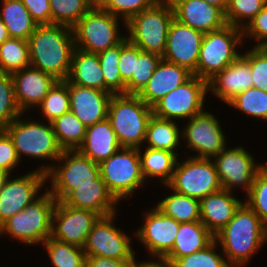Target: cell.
Returning a JSON list of instances; mask_svg holds the SVG:
<instances>
[{
  "instance_id": "11",
  "label": "cell",
  "mask_w": 267,
  "mask_h": 267,
  "mask_svg": "<svg viewBox=\"0 0 267 267\" xmlns=\"http://www.w3.org/2000/svg\"><path fill=\"white\" fill-rule=\"evenodd\" d=\"M170 191L201 200L222 189L212 158L187 159L176 163L172 178L166 185Z\"/></svg>"
},
{
  "instance_id": "56",
  "label": "cell",
  "mask_w": 267,
  "mask_h": 267,
  "mask_svg": "<svg viewBox=\"0 0 267 267\" xmlns=\"http://www.w3.org/2000/svg\"><path fill=\"white\" fill-rule=\"evenodd\" d=\"M10 174L4 171H0V192L2 191Z\"/></svg>"
},
{
  "instance_id": "28",
  "label": "cell",
  "mask_w": 267,
  "mask_h": 267,
  "mask_svg": "<svg viewBox=\"0 0 267 267\" xmlns=\"http://www.w3.org/2000/svg\"><path fill=\"white\" fill-rule=\"evenodd\" d=\"M67 81L75 85L105 91L98 54L75 48Z\"/></svg>"
},
{
  "instance_id": "42",
  "label": "cell",
  "mask_w": 267,
  "mask_h": 267,
  "mask_svg": "<svg viewBox=\"0 0 267 267\" xmlns=\"http://www.w3.org/2000/svg\"><path fill=\"white\" fill-rule=\"evenodd\" d=\"M161 59V56L144 52L138 47L135 74H132L131 79L126 83V94L137 95L151 79Z\"/></svg>"
},
{
  "instance_id": "7",
  "label": "cell",
  "mask_w": 267,
  "mask_h": 267,
  "mask_svg": "<svg viewBox=\"0 0 267 267\" xmlns=\"http://www.w3.org/2000/svg\"><path fill=\"white\" fill-rule=\"evenodd\" d=\"M243 42V30L230 24L204 34L196 76L208 82L241 56L237 49Z\"/></svg>"
},
{
  "instance_id": "33",
  "label": "cell",
  "mask_w": 267,
  "mask_h": 267,
  "mask_svg": "<svg viewBox=\"0 0 267 267\" xmlns=\"http://www.w3.org/2000/svg\"><path fill=\"white\" fill-rule=\"evenodd\" d=\"M172 192L154 206L179 223L200 221V200Z\"/></svg>"
},
{
  "instance_id": "26",
  "label": "cell",
  "mask_w": 267,
  "mask_h": 267,
  "mask_svg": "<svg viewBox=\"0 0 267 267\" xmlns=\"http://www.w3.org/2000/svg\"><path fill=\"white\" fill-rule=\"evenodd\" d=\"M243 203L232 192L221 189L200 200V221L215 236L234 216Z\"/></svg>"
},
{
  "instance_id": "44",
  "label": "cell",
  "mask_w": 267,
  "mask_h": 267,
  "mask_svg": "<svg viewBox=\"0 0 267 267\" xmlns=\"http://www.w3.org/2000/svg\"><path fill=\"white\" fill-rule=\"evenodd\" d=\"M21 114L11 74L0 72V129L10 125Z\"/></svg>"
},
{
  "instance_id": "17",
  "label": "cell",
  "mask_w": 267,
  "mask_h": 267,
  "mask_svg": "<svg viewBox=\"0 0 267 267\" xmlns=\"http://www.w3.org/2000/svg\"><path fill=\"white\" fill-rule=\"evenodd\" d=\"M145 213L144 224L134 232V236L146 247L153 260H162L174 246L180 223L155 206Z\"/></svg>"
},
{
  "instance_id": "15",
  "label": "cell",
  "mask_w": 267,
  "mask_h": 267,
  "mask_svg": "<svg viewBox=\"0 0 267 267\" xmlns=\"http://www.w3.org/2000/svg\"><path fill=\"white\" fill-rule=\"evenodd\" d=\"M221 126L215 115L206 110L188 119L181 135L190 152H197L190 156L212 158L222 152L227 140Z\"/></svg>"
},
{
  "instance_id": "1",
  "label": "cell",
  "mask_w": 267,
  "mask_h": 267,
  "mask_svg": "<svg viewBox=\"0 0 267 267\" xmlns=\"http://www.w3.org/2000/svg\"><path fill=\"white\" fill-rule=\"evenodd\" d=\"M214 239L230 267H244L267 243V225L243 202Z\"/></svg>"
},
{
  "instance_id": "49",
  "label": "cell",
  "mask_w": 267,
  "mask_h": 267,
  "mask_svg": "<svg viewBox=\"0 0 267 267\" xmlns=\"http://www.w3.org/2000/svg\"><path fill=\"white\" fill-rule=\"evenodd\" d=\"M136 59H138V46L131 43L127 37L121 41V52L118 62L123 82L126 84L132 74H135Z\"/></svg>"
},
{
  "instance_id": "40",
  "label": "cell",
  "mask_w": 267,
  "mask_h": 267,
  "mask_svg": "<svg viewBox=\"0 0 267 267\" xmlns=\"http://www.w3.org/2000/svg\"><path fill=\"white\" fill-rule=\"evenodd\" d=\"M37 110L42 111L46 122H53L56 118L70 111V96L68 81H58L44 97ZM40 108V109H39Z\"/></svg>"
},
{
  "instance_id": "46",
  "label": "cell",
  "mask_w": 267,
  "mask_h": 267,
  "mask_svg": "<svg viewBox=\"0 0 267 267\" xmlns=\"http://www.w3.org/2000/svg\"><path fill=\"white\" fill-rule=\"evenodd\" d=\"M244 201L267 225V163L257 172Z\"/></svg>"
},
{
  "instance_id": "8",
  "label": "cell",
  "mask_w": 267,
  "mask_h": 267,
  "mask_svg": "<svg viewBox=\"0 0 267 267\" xmlns=\"http://www.w3.org/2000/svg\"><path fill=\"white\" fill-rule=\"evenodd\" d=\"M22 113L4 130L11 137L19 159L28 156L54 162L63 151L59 146L52 124L49 122L23 119ZM22 119V120H21Z\"/></svg>"
},
{
  "instance_id": "18",
  "label": "cell",
  "mask_w": 267,
  "mask_h": 267,
  "mask_svg": "<svg viewBox=\"0 0 267 267\" xmlns=\"http://www.w3.org/2000/svg\"><path fill=\"white\" fill-rule=\"evenodd\" d=\"M99 217L95 212L76 209L57 201L52 214L51 237L84 248L92 226Z\"/></svg>"
},
{
  "instance_id": "2",
  "label": "cell",
  "mask_w": 267,
  "mask_h": 267,
  "mask_svg": "<svg viewBox=\"0 0 267 267\" xmlns=\"http://www.w3.org/2000/svg\"><path fill=\"white\" fill-rule=\"evenodd\" d=\"M30 66L54 76L68 78L76 48L73 29L64 25H38L28 39Z\"/></svg>"
},
{
  "instance_id": "38",
  "label": "cell",
  "mask_w": 267,
  "mask_h": 267,
  "mask_svg": "<svg viewBox=\"0 0 267 267\" xmlns=\"http://www.w3.org/2000/svg\"><path fill=\"white\" fill-rule=\"evenodd\" d=\"M53 267H85L83 248L60 242L51 236L42 243Z\"/></svg>"
},
{
  "instance_id": "5",
  "label": "cell",
  "mask_w": 267,
  "mask_h": 267,
  "mask_svg": "<svg viewBox=\"0 0 267 267\" xmlns=\"http://www.w3.org/2000/svg\"><path fill=\"white\" fill-rule=\"evenodd\" d=\"M55 162L41 165L37 170L46 174L47 183L51 181L49 191L57 201H62L76 186L95 184V179L100 175L99 164L77 149L63 150Z\"/></svg>"
},
{
  "instance_id": "25",
  "label": "cell",
  "mask_w": 267,
  "mask_h": 267,
  "mask_svg": "<svg viewBox=\"0 0 267 267\" xmlns=\"http://www.w3.org/2000/svg\"><path fill=\"white\" fill-rule=\"evenodd\" d=\"M192 75L186 68L161 59L151 79L137 96L152 108L165 95L186 82Z\"/></svg>"
},
{
  "instance_id": "3",
  "label": "cell",
  "mask_w": 267,
  "mask_h": 267,
  "mask_svg": "<svg viewBox=\"0 0 267 267\" xmlns=\"http://www.w3.org/2000/svg\"><path fill=\"white\" fill-rule=\"evenodd\" d=\"M152 115V108L137 95L118 94L110 100L107 119L122 147L139 149L143 147Z\"/></svg>"
},
{
  "instance_id": "35",
  "label": "cell",
  "mask_w": 267,
  "mask_h": 267,
  "mask_svg": "<svg viewBox=\"0 0 267 267\" xmlns=\"http://www.w3.org/2000/svg\"><path fill=\"white\" fill-rule=\"evenodd\" d=\"M29 66L28 40L10 37L0 45V72L13 74Z\"/></svg>"
},
{
  "instance_id": "53",
  "label": "cell",
  "mask_w": 267,
  "mask_h": 267,
  "mask_svg": "<svg viewBox=\"0 0 267 267\" xmlns=\"http://www.w3.org/2000/svg\"><path fill=\"white\" fill-rule=\"evenodd\" d=\"M128 267H164V265L162 264L161 260L156 261H151L147 259V261H139V260H135L134 262H132Z\"/></svg>"
},
{
  "instance_id": "14",
  "label": "cell",
  "mask_w": 267,
  "mask_h": 267,
  "mask_svg": "<svg viewBox=\"0 0 267 267\" xmlns=\"http://www.w3.org/2000/svg\"><path fill=\"white\" fill-rule=\"evenodd\" d=\"M222 189L229 192L242 187L247 195L257 172L264 164H256V160L244 146L228 148L212 157ZM234 189V190H233Z\"/></svg>"
},
{
  "instance_id": "9",
  "label": "cell",
  "mask_w": 267,
  "mask_h": 267,
  "mask_svg": "<svg viewBox=\"0 0 267 267\" xmlns=\"http://www.w3.org/2000/svg\"><path fill=\"white\" fill-rule=\"evenodd\" d=\"M119 21L118 17L102 10L95 3L72 28L76 48L99 54L116 46L126 37L119 31Z\"/></svg>"
},
{
  "instance_id": "27",
  "label": "cell",
  "mask_w": 267,
  "mask_h": 267,
  "mask_svg": "<svg viewBox=\"0 0 267 267\" xmlns=\"http://www.w3.org/2000/svg\"><path fill=\"white\" fill-rule=\"evenodd\" d=\"M121 147L116 133L106 118L86 128L84 140L77 150L99 164L115 154Z\"/></svg>"
},
{
  "instance_id": "32",
  "label": "cell",
  "mask_w": 267,
  "mask_h": 267,
  "mask_svg": "<svg viewBox=\"0 0 267 267\" xmlns=\"http://www.w3.org/2000/svg\"><path fill=\"white\" fill-rule=\"evenodd\" d=\"M0 19L10 37L28 40L38 24L33 20L22 0H1Z\"/></svg>"
},
{
  "instance_id": "30",
  "label": "cell",
  "mask_w": 267,
  "mask_h": 267,
  "mask_svg": "<svg viewBox=\"0 0 267 267\" xmlns=\"http://www.w3.org/2000/svg\"><path fill=\"white\" fill-rule=\"evenodd\" d=\"M145 148V150L142 147L138 149L144 180L154 177L160 179L166 186L172 178L179 156L167 150Z\"/></svg>"
},
{
  "instance_id": "43",
  "label": "cell",
  "mask_w": 267,
  "mask_h": 267,
  "mask_svg": "<svg viewBox=\"0 0 267 267\" xmlns=\"http://www.w3.org/2000/svg\"><path fill=\"white\" fill-rule=\"evenodd\" d=\"M266 3L267 0H228L225 20L227 24L243 30Z\"/></svg>"
},
{
  "instance_id": "52",
  "label": "cell",
  "mask_w": 267,
  "mask_h": 267,
  "mask_svg": "<svg viewBox=\"0 0 267 267\" xmlns=\"http://www.w3.org/2000/svg\"><path fill=\"white\" fill-rule=\"evenodd\" d=\"M135 260H117L99 256L86 257L85 267H128Z\"/></svg>"
},
{
  "instance_id": "29",
  "label": "cell",
  "mask_w": 267,
  "mask_h": 267,
  "mask_svg": "<svg viewBox=\"0 0 267 267\" xmlns=\"http://www.w3.org/2000/svg\"><path fill=\"white\" fill-rule=\"evenodd\" d=\"M214 235L201 221L180 223L172 250L164 258H180L204 249Z\"/></svg>"
},
{
  "instance_id": "36",
  "label": "cell",
  "mask_w": 267,
  "mask_h": 267,
  "mask_svg": "<svg viewBox=\"0 0 267 267\" xmlns=\"http://www.w3.org/2000/svg\"><path fill=\"white\" fill-rule=\"evenodd\" d=\"M51 24L73 28L94 6L96 0H49Z\"/></svg>"
},
{
  "instance_id": "4",
  "label": "cell",
  "mask_w": 267,
  "mask_h": 267,
  "mask_svg": "<svg viewBox=\"0 0 267 267\" xmlns=\"http://www.w3.org/2000/svg\"><path fill=\"white\" fill-rule=\"evenodd\" d=\"M56 202L49 190L40 193L37 199L0 226V237L7 234L26 245H41L51 236Z\"/></svg>"
},
{
  "instance_id": "54",
  "label": "cell",
  "mask_w": 267,
  "mask_h": 267,
  "mask_svg": "<svg viewBox=\"0 0 267 267\" xmlns=\"http://www.w3.org/2000/svg\"><path fill=\"white\" fill-rule=\"evenodd\" d=\"M9 38L10 35L8 33V30L3 21L0 19V45Z\"/></svg>"
},
{
  "instance_id": "48",
  "label": "cell",
  "mask_w": 267,
  "mask_h": 267,
  "mask_svg": "<svg viewBox=\"0 0 267 267\" xmlns=\"http://www.w3.org/2000/svg\"><path fill=\"white\" fill-rule=\"evenodd\" d=\"M248 37L257 43L254 46L267 45V3L243 29V41Z\"/></svg>"
},
{
  "instance_id": "22",
  "label": "cell",
  "mask_w": 267,
  "mask_h": 267,
  "mask_svg": "<svg viewBox=\"0 0 267 267\" xmlns=\"http://www.w3.org/2000/svg\"><path fill=\"white\" fill-rule=\"evenodd\" d=\"M174 18L203 34L227 24L225 13L205 0H170Z\"/></svg>"
},
{
  "instance_id": "21",
  "label": "cell",
  "mask_w": 267,
  "mask_h": 267,
  "mask_svg": "<svg viewBox=\"0 0 267 267\" xmlns=\"http://www.w3.org/2000/svg\"><path fill=\"white\" fill-rule=\"evenodd\" d=\"M11 77L17 104L24 114L36 109L49 90L59 81L54 76L32 66L11 74Z\"/></svg>"
},
{
  "instance_id": "55",
  "label": "cell",
  "mask_w": 267,
  "mask_h": 267,
  "mask_svg": "<svg viewBox=\"0 0 267 267\" xmlns=\"http://www.w3.org/2000/svg\"><path fill=\"white\" fill-rule=\"evenodd\" d=\"M209 4L216 6L217 8L221 9L224 13L228 4V0H205Z\"/></svg>"
},
{
  "instance_id": "6",
  "label": "cell",
  "mask_w": 267,
  "mask_h": 267,
  "mask_svg": "<svg viewBox=\"0 0 267 267\" xmlns=\"http://www.w3.org/2000/svg\"><path fill=\"white\" fill-rule=\"evenodd\" d=\"M174 11L170 1H157L133 16L124 27L127 39L142 51L163 56Z\"/></svg>"
},
{
  "instance_id": "24",
  "label": "cell",
  "mask_w": 267,
  "mask_h": 267,
  "mask_svg": "<svg viewBox=\"0 0 267 267\" xmlns=\"http://www.w3.org/2000/svg\"><path fill=\"white\" fill-rule=\"evenodd\" d=\"M62 202L76 209L95 212L100 217L117 213L116 207L119 203L100 175L95 179V184L76 186Z\"/></svg>"
},
{
  "instance_id": "12",
  "label": "cell",
  "mask_w": 267,
  "mask_h": 267,
  "mask_svg": "<svg viewBox=\"0 0 267 267\" xmlns=\"http://www.w3.org/2000/svg\"><path fill=\"white\" fill-rule=\"evenodd\" d=\"M208 82L192 75L152 107L154 116L168 120L190 119L205 109Z\"/></svg>"
},
{
  "instance_id": "45",
  "label": "cell",
  "mask_w": 267,
  "mask_h": 267,
  "mask_svg": "<svg viewBox=\"0 0 267 267\" xmlns=\"http://www.w3.org/2000/svg\"><path fill=\"white\" fill-rule=\"evenodd\" d=\"M158 0H96V4L104 11L122 19L126 23L141 11L152 7Z\"/></svg>"
},
{
  "instance_id": "51",
  "label": "cell",
  "mask_w": 267,
  "mask_h": 267,
  "mask_svg": "<svg viewBox=\"0 0 267 267\" xmlns=\"http://www.w3.org/2000/svg\"><path fill=\"white\" fill-rule=\"evenodd\" d=\"M22 2L38 25L51 24L49 0H22Z\"/></svg>"
},
{
  "instance_id": "13",
  "label": "cell",
  "mask_w": 267,
  "mask_h": 267,
  "mask_svg": "<svg viewBox=\"0 0 267 267\" xmlns=\"http://www.w3.org/2000/svg\"><path fill=\"white\" fill-rule=\"evenodd\" d=\"M117 213L99 217L92 226L83 248L86 257L99 256L117 260H136L132 238L115 226Z\"/></svg>"
},
{
  "instance_id": "10",
  "label": "cell",
  "mask_w": 267,
  "mask_h": 267,
  "mask_svg": "<svg viewBox=\"0 0 267 267\" xmlns=\"http://www.w3.org/2000/svg\"><path fill=\"white\" fill-rule=\"evenodd\" d=\"M99 173L107 189L119 203L123 198L131 197L136 189L147 182L142 176L137 148L121 147L99 163Z\"/></svg>"
},
{
  "instance_id": "50",
  "label": "cell",
  "mask_w": 267,
  "mask_h": 267,
  "mask_svg": "<svg viewBox=\"0 0 267 267\" xmlns=\"http://www.w3.org/2000/svg\"><path fill=\"white\" fill-rule=\"evenodd\" d=\"M20 161L11 137L4 129H0V171L12 174Z\"/></svg>"
},
{
  "instance_id": "20",
  "label": "cell",
  "mask_w": 267,
  "mask_h": 267,
  "mask_svg": "<svg viewBox=\"0 0 267 267\" xmlns=\"http://www.w3.org/2000/svg\"><path fill=\"white\" fill-rule=\"evenodd\" d=\"M251 87L250 50L208 81V91L226 104Z\"/></svg>"
},
{
  "instance_id": "23",
  "label": "cell",
  "mask_w": 267,
  "mask_h": 267,
  "mask_svg": "<svg viewBox=\"0 0 267 267\" xmlns=\"http://www.w3.org/2000/svg\"><path fill=\"white\" fill-rule=\"evenodd\" d=\"M70 111L85 125H94L107 118L113 94L68 82Z\"/></svg>"
},
{
  "instance_id": "16",
  "label": "cell",
  "mask_w": 267,
  "mask_h": 267,
  "mask_svg": "<svg viewBox=\"0 0 267 267\" xmlns=\"http://www.w3.org/2000/svg\"><path fill=\"white\" fill-rule=\"evenodd\" d=\"M12 177L10 174L0 192V226L37 199L47 184L46 174L37 169Z\"/></svg>"
},
{
  "instance_id": "41",
  "label": "cell",
  "mask_w": 267,
  "mask_h": 267,
  "mask_svg": "<svg viewBox=\"0 0 267 267\" xmlns=\"http://www.w3.org/2000/svg\"><path fill=\"white\" fill-rule=\"evenodd\" d=\"M228 105L250 117L267 120V92L263 90L251 87L239 93Z\"/></svg>"
},
{
  "instance_id": "31",
  "label": "cell",
  "mask_w": 267,
  "mask_h": 267,
  "mask_svg": "<svg viewBox=\"0 0 267 267\" xmlns=\"http://www.w3.org/2000/svg\"><path fill=\"white\" fill-rule=\"evenodd\" d=\"M180 130L181 128L175 120L162 119L152 115L146 128L145 147L167 150L178 156L179 153L176 149L182 143Z\"/></svg>"
},
{
  "instance_id": "39",
  "label": "cell",
  "mask_w": 267,
  "mask_h": 267,
  "mask_svg": "<svg viewBox=\"0 0 267 267\" xmlns=\"http://www.w3.org/2000/svg\"><path fill=\"white\" fill-rule=\"evenodd\" d=\"M121 52V42L98 54L104 76L105 92L113 95L126 94V84L121 78L118 62Z\"/></svg>"
},
{
  "instance_id": "19",
  "label": "cell",
  "mask_w": 267,
  "mask_h": 267,
  "mask_svg": "<svg viewBox=\"0 0 267 267\" xmlns=\"http://www.w3.org/2000/svg\"><path fill=\"white\" fill-rule=\"evenodd\" d=\"M204 34L173 18L162 59L186 68L196 75L200 47Z\"/></svg>"
},
{
  "instance_id": "47",
  "label": "cell",
  "mask_w": 267,
  "mask_h": 267,
  "mask_svg": "<svg viewBox=\"0 0 267 267\" xmlns=\"http://www.w3.org/2000/svg\"><path fill=\"white\" fill-rule=\"evenodd\" d=\"M250 68L253 87L267 92V48L265 46H252Z\"/></svg>"
},
{
  "instance_id": "34",
  "label": "cell",
  "mask_w": 267,
  "mask_h": 267,
  "mask_svg": "<svg viewBox=\"0 0 267 267\" xmlns=\"http://www.w3.org/2000/svg\"><path fill=\"white\" fill-rule=\"evenodd\" d=\"M57 142L63 150H76L82 144L86 128L72 111L51 122Z\"/></svg>"
},
{
  "instance_id": "37",
  "label": "cell",
  "mask_w": 267,
  "mask_h": 267,
  "mask_svg": "<svg viewBox=\"0 0 267 267\" xmlns=\"http://www.w3.org/2000/svg\"><path fill=\"white\" fill-rule=\"evenodd\" d=\"M218 243L214 239L204 249L180 258H163L161 260L165 267H230L225 256L216 253Z\"/></svg>"
}]
</instances>
